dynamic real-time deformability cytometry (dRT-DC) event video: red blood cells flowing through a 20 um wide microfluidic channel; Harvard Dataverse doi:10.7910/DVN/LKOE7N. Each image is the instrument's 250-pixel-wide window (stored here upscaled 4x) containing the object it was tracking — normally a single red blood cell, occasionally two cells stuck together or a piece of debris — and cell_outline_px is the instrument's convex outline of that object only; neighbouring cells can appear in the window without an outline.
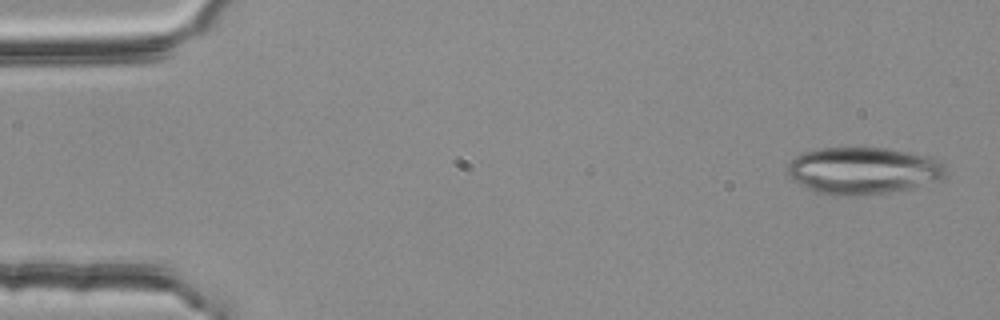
{"species": "common noctule bat (a hibernating species)", "species_latin": "Nyctalus noctula", "temperature_condition": "room temperature", "stored_images_in_passage": 3, "camera_frame_rate_fps": 3000, "um_per_image_px": 0.085, "animal": {"sex": "female", "body_mass_g": 25.1}, "frame": {"image": 1, "passage_image": 1, "time_ms": 0.0, "image_size_px": [1000, 320], "cell_outline_px": [[944, 176], [940, 180], [908, 188], [888, 192], [852, 196], [836, 196], [816, 192], [800, 184], [788, 172], [788, 164], [796, 156], [804, 152], [820, 148], [888, 148], [928, 156], [944, 160]], "centroid_in_image_um": [73.4, 14.5], "position_along_channel_um": 11.6, "area_um2": 43.06}}
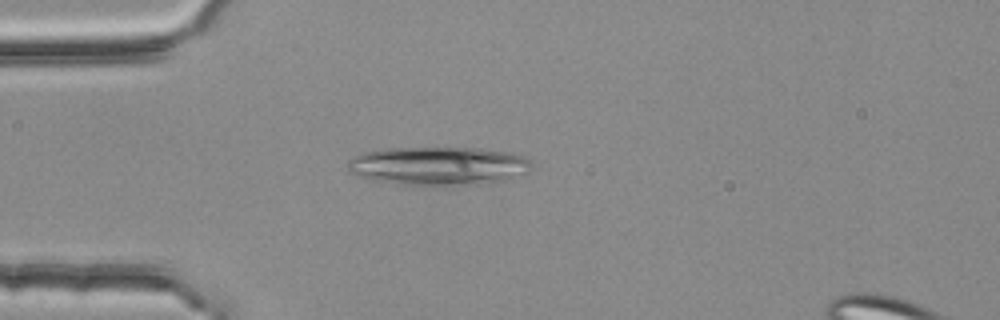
{"frame": {"image": 2, "passage_image": 3, "time_ms": 0.667, "image_size_px": [1000, 320], "cell_outline_px": [[532, 168], [528, 172], [504, 180], [476, 184], [432, 188], [396, 184], [364, 176], [352, 172], [348, 168], [348, 160], [352, 156], [364, 152], [388, 148], [484, 148], [512, 152], [524, 156], [532, 160]], "centroid_in_image_um": [37.34, 14.11], "position_along_channel_um": 47.7, "area_um2": 41.96}}